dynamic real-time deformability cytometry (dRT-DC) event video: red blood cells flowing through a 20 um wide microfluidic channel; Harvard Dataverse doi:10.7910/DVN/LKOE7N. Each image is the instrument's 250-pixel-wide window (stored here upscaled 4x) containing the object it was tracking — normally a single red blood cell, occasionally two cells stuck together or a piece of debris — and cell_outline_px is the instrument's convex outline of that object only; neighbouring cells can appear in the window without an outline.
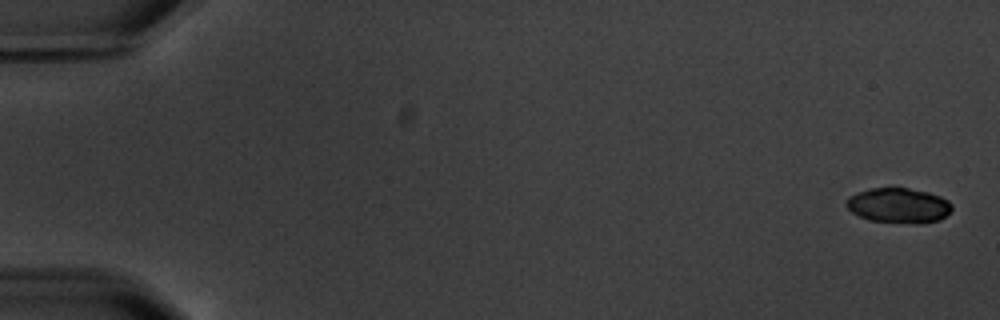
{"species": "common noctule bat (a hibernating species)", "species_latin": "Nyctalus noctula", "temperature_condition": "warm", "stored_images_in_passage": 9, "camera_frame_rate_fps": 3000, "um_per_image_px": 0.085, "animal": {"sex": "male", "body_mass_g": 20.1, "forearm_length_mm": 53.5}, "frame": {"image": 1, "passage_image": 1, "time_ms": 0.0, "image_size_px": [1000, 320], "cell_outline_px": [[952, 208], [940, 220], [920, 224], [916, 224], [868, 220], [852, 212], [844, 204], [848, 196], [856, 192], [872, 188], [908, 188], [928, 192], [940, 196], [948, 200], [952, 204]], "centroid_in_image_um": [76.36, 17.47], "position_along_channel_um": 8.6, "area_um2": 21.68}}
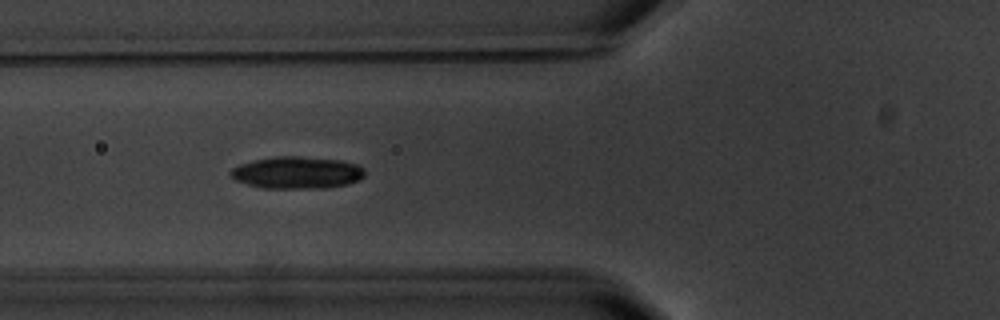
{"frame": {"image": 2, "passage_image": 7, "time_ms": 7.0, "image_size_px": [1000, 320], "cell_outline_px": [[364, 176], [360, 180], [348, 184], [324, 188], [264, 188], [248, 184], [236, 180], [228, 176], [228, 172], [232, 168], [240, 164], [252, 160], [276, 156], [300, 156], [340, 160], [356, 164], [364, 168]], "centroid_in_image_um": [25.23, 14.67], "position_along_channel_um": 100.6, "area_um2": 25.26}}
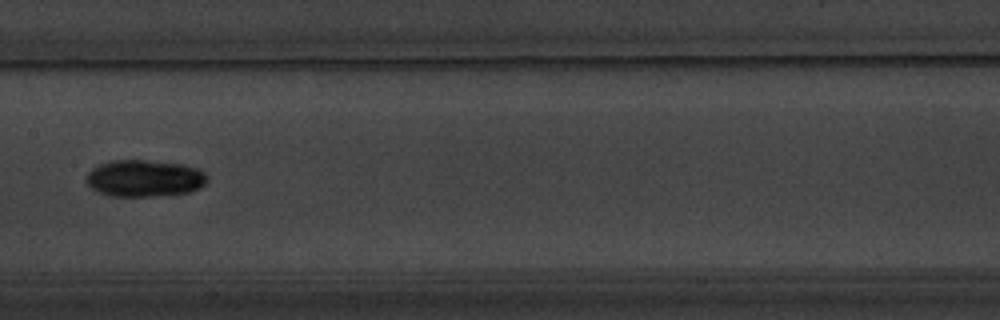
{"frame": {"image": 3, "passage_image": 9, "time_ms": 9.667, "image_size_px": [1000, 320], "cell_outline_px": [[208, 180], [200, 188], [188, 192], [152, 196], [112, 196], [100, 192], [92, 188], [84, 180], [88, 172], [92, 168], [100, 164], [112, 160], [144, 160], [180, 164], [200, 168], [208, 176]], "centroid_in_image_um": [12.28, 15.15], "position_along_channel_um": 195.1, "area_um2": 25.95}}